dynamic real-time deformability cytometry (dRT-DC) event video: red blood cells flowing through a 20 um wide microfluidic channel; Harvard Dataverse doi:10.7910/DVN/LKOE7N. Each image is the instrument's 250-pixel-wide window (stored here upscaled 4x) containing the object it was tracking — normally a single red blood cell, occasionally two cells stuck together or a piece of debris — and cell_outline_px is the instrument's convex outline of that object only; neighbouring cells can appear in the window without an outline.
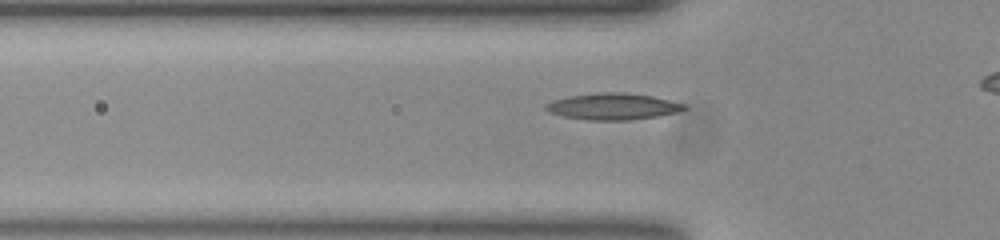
{"species": "common noctule bat (a hibernating species)", "species_latin": "Nyctalus noctula", "temperature_condition": "room temperature", "stored_images_in_passage": 44, "camera_frame_rate_fps": 3000, "um_per_image_px": 0.085, "animal": {"sex": "female", "body_mass_g": 23.0, "forearm_length_mm": 53.4}, "frame": {"image": 1, "passage_image": 18, "time_ms": 5.667, "image_size_px": [1000, 240], "cell_outline_px": [[688, 108], [676, 112], [656, 116], [628, 120], [588, 120], [564, 116], [548, 112], [544, 108], [544, 104], [552, 100], [572, 96], [596, 92], [620, 92], [652, 96], [684, 104]], "centroid_in_image_um": [52.05, 9.04], "position_along_channel_um": 73.8, "area_um2": 21.15}}
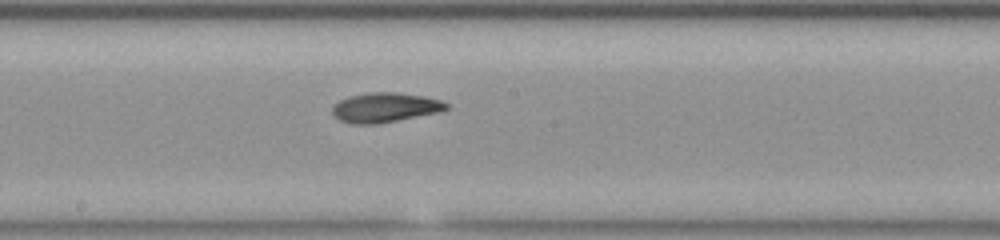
{"frame": {"image": 2, "passage_image": 29, "time_ms": 9.333, "image_size_px": [1000, 240], "cell_outline_px": [[448, 108], [440, 112], [376, 124], [352, 124], [340, 120], [332, 112], [332, 104], [348, 96], [368, 92], [400, 92], [424, 96], [440, 100], [448, 104]], "centroid_in_image_um": [32.71, 9.12], "position_along_channel_um": 215.5, "area_um2": 19.77}}
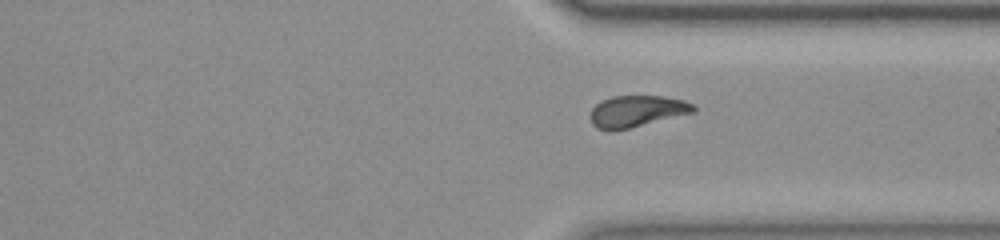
{"frame": {"image": 3, "passage_image": 40, "time_ms": 13.0, "image_size_px": [1000, 240], "cell_outline_px": [[696, 112], [628, 128], [608, 132], [596, 128], [592, 124], [592, 108], [600, 100], [612, 96], [664, 96], [684, 100], [692, 104], [696, 108]], "centroid_in_image_um": [54.12, 9.45], "position_along_channel_um": 357.3, "area_um2": 18.96}}